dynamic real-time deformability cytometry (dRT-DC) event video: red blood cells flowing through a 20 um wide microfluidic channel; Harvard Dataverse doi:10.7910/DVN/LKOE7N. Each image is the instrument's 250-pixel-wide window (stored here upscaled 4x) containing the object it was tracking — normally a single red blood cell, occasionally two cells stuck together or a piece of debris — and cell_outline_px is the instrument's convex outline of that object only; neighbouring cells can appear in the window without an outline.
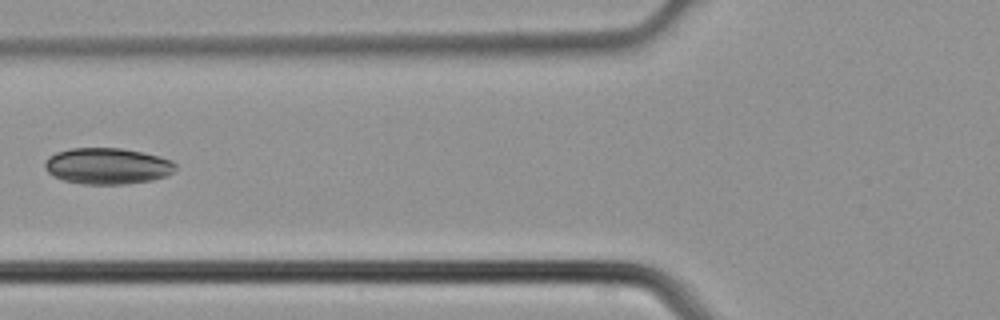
{"species": "common noctule bat (a hibernating species)", "species_latin": "Nyctalus noctula", "temperature_condition": "cold", "stored_images_in_passage": 2, "camera_frame_rate_fps": 3000, "um_per_image_px": 0.085, "animal": {"sex": "male", "body_mass_g": 21.5, "forearm_length_mm": 52.0}, "frame": {"image": 1, "passage_image": 2, "time_ms": 0.333, "image_size_px": [1000, 320], "cell_outline_px": [[176, 168], [172, 172], [164, 176], [152, 180], [128, 184], [84, 184], [64, 180], [52, 176], [48, 172], [44, 164], [48, 156], [56, 152], [72, 148], [120, 148], [160, 156], [172, 160], [176, 164]], "centroid_in_image_um": [9.12, 14.11], "position_along_channel_um": 116.7, "area_um2": 27.57}}